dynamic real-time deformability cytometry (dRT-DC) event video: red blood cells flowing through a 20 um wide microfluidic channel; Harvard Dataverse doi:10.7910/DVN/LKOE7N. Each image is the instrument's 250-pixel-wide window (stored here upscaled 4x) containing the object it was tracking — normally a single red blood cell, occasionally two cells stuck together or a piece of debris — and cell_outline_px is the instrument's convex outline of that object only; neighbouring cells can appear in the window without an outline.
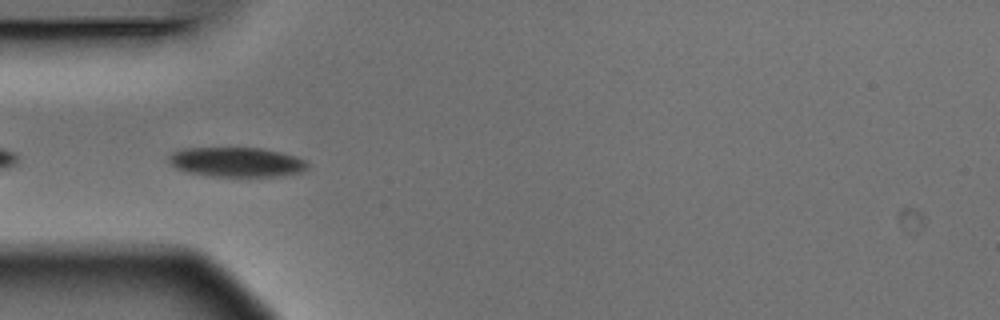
{"species": "Egyptian fruit bat (a non-hibernating species)", "species_latin": "Rousettus aegyptiacus", "temperature_condition": "warm", "stored_images_in_passage": 8, "camera_frame_rate_fps": 3000, "um_per_image_px": 0.085, "animal": {"sex": "male"}, "frame": {"image": 1, "passage_image": 6, "time_ms": 1.667, "image_size_px": [1000, 320], "cell_outline_px": [[308, 168], [300, 172], [276, 176], [208, 176], [184, 172], [176, 168], [168, 160], [168, 156], [172, 152], [180, 148], [264, 148], [296, 156], [308, 160]], "centroid_in_image_um": [20.09, 13.77], "position_along_channel_um": 64.9, "area_um2": 24.16}}
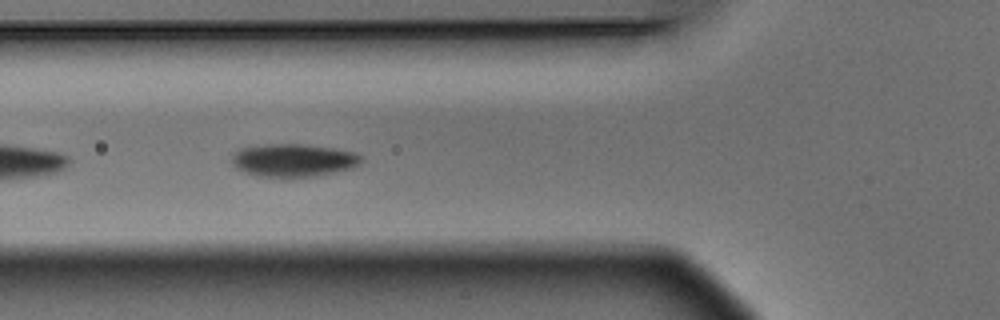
{"frame": {"image": 2, "passage_image": 7, "time_ms": 2.0, "image_size_px": [1000, 320], "cell_outline_px": [[364, 160], [356, 168], [316, 176], [288, 180], [284, 180], [256, 176], [240, 172], [232, 164], [232, 156], [240, 148], [264, 144], [300, 144], [332, 148], [356, 152], [364, 156]], "centroid_in_image_um": [24.96, 13.67], "position_along_channel_um": 100.8, "area_um2": 26.01}}
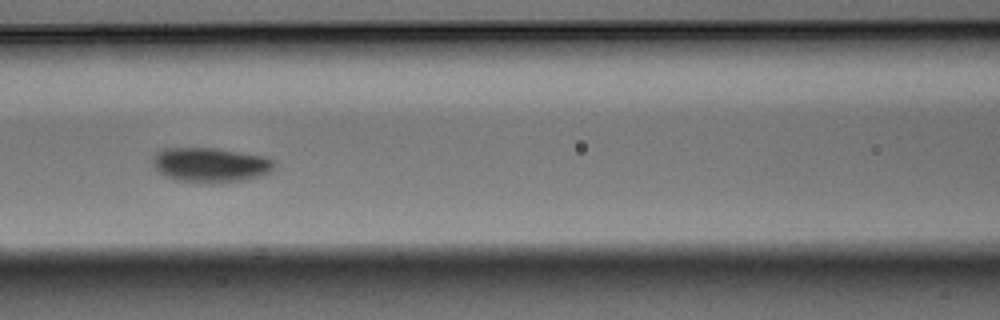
{"frame": {"image": 3, "passage_image": 8, "time_ms": 2.333, "image_size_px": [1000, 320], "cell_outline_px": [[276, 164], [264, 176], [248, 180], [224, 184], [200, 184], [176, 180], [164, 176], [152, 164], [152, 156], [156, 152], [164, 148], [216, 148], [264, 156], [276, 160]], "centroid_in_image_um": [17.91, 14.05], "position_along_channel_um": 148.7, "area_um2": 25.37}}